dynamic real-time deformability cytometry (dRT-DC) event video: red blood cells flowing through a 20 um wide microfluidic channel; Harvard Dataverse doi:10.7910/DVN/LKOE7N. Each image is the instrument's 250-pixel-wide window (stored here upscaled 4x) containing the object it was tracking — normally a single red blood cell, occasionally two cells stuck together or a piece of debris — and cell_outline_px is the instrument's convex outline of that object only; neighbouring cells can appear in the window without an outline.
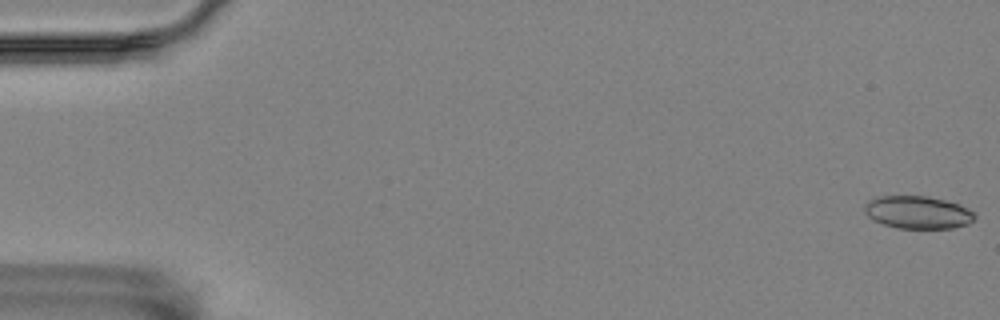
{"species": "Egyptian fruit bat (a non-hibernating species)", "species_latin": "Rousettus aegyptiacus", "temperature_condition": "room temperature", "stored_images_in_passage": 35, "camera_frame_rate_fps": 3000, "um_per_image_px": 0.085, "animal": {"sex": "female"}, "frame": {"image": 1, "passage_image": 1, "time_ms": 0.0, "image_size_px": [1000, 320], "cell_outline_px": [[976, 216], [968, 224], [952, 228], [896, 228], [872, 220], [864, 212], [864, 204], [868, 200], [880, 196], [928, 196], [944, 200], [968, 208], [976, 212]], "centroid_in_image_um": [77.99, 18.05], "position_along_channel_um": 7.0, "area_um2": 21.04}}
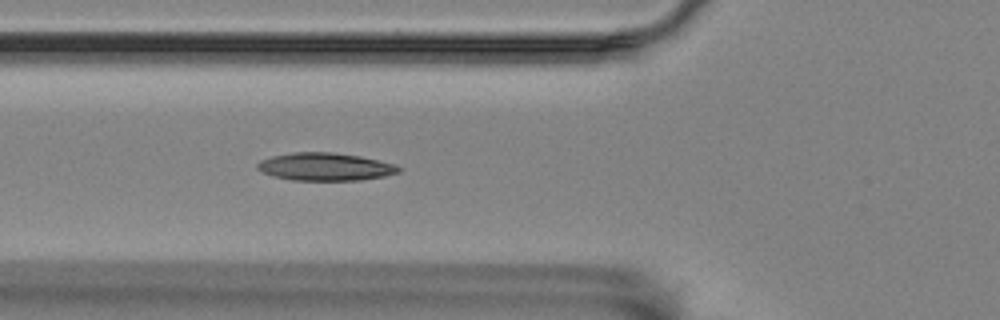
{"frame": {"image": 2, "passage_image": 21, "time_ms": 6.667, "image_size_px": [1000, 320], "cell_outline_px": [[400, 172], [384, 176], [360, 180], [292, 180], [272, 176], [256, 168], [256, 164], [260, 160], [272, 156], [296, 152], [332, 152], [360, 156], [380, 160], [396, 164], [400, 168]], "centroid_in_image_um": [27.65, 14.17], "position_along_channel_um": 98.2, "area_um2": 22.89}}
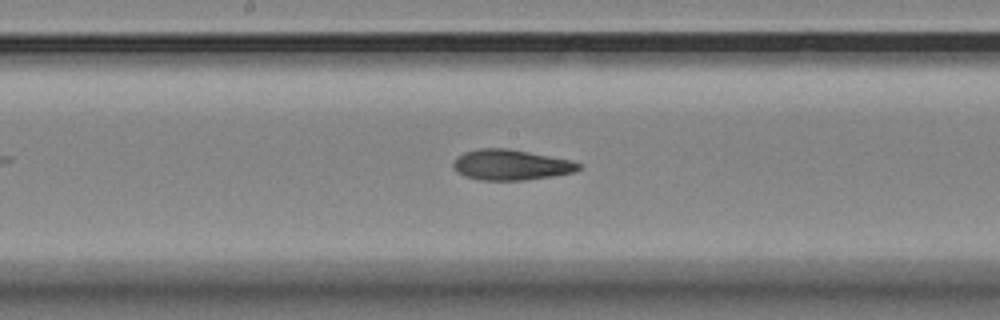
{"frame": {"image": 3, "passage_image": 30, "time_ms": 9.667, "image_size_px": [1000, 320], "cell_outline_px": [[584, 168], [576, 172], [552, 176], [524, 180], [480, 180], [464, 176], [456, 172], [452, 164], [456, 156], [464, 152], [480, 148], [508, 148], [568, 160], [584, 164]], "centroid_in_image_um": [43.42, 14.02], "position_along_channel_um": 204.8, "area_um2": 22.43}}